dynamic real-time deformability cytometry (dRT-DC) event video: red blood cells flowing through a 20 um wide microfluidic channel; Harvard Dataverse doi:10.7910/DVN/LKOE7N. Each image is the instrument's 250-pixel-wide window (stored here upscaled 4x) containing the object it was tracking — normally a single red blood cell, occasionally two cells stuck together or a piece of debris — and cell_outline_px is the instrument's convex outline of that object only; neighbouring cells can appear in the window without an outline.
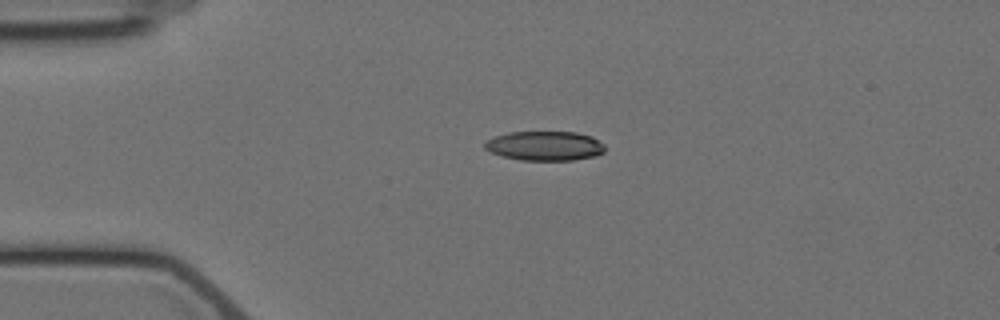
{"species": "Egyptian fruit bat (a non-hibernating species)", "species_latin": "Rousettus aegyptiacus", "temperature_condition": "cold", "stored_images_in_passage": 3, "camera_frame_rate_fps": 3000, "um_per_image_px": 0.085, "animal": {"sex": "female"}, "frame": {"image": 1, "passage_image": 3, "time_ms": 2.333, "image_size_px": [1000, 320], "cell_outline_px": [[604, 152], [596, 156], [572, 160], [520, 160], [504, 156], [492, 152], [484, 148], [484, 140], [508, 132], [576, 132], [592, 136], [604, 144]], "centroid_in_image_um": [46.31, 12.39], "position_along_channel_um": 38.7, "area_um2": 20.63}}